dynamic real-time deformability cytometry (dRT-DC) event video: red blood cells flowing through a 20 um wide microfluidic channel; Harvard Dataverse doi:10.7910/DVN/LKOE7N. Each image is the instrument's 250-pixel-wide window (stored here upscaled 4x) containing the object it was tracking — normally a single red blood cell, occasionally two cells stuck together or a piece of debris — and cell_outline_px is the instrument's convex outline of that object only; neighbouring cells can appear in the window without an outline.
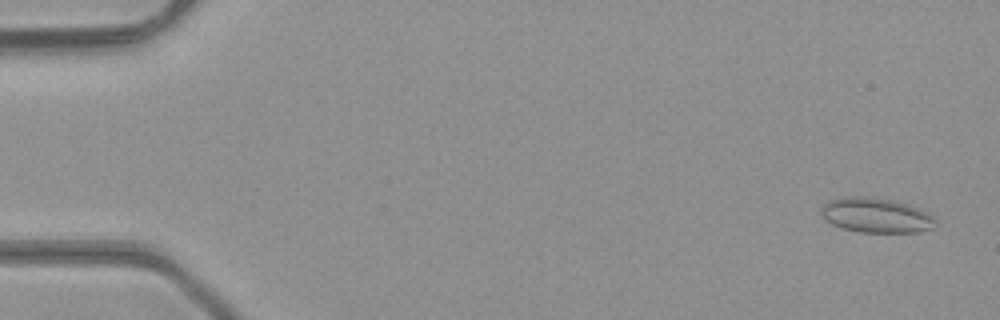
{"species": "common noctule bat (a hibernating species)", "species_latin": "Nyctalus noctula", "temperature_condition": "room temperature", "stored_images_in_passage": 48, "camera_frame_rate_fps": 3000, "um_per_image_px": 0.085, "animal": {"sex": "male", "body_mass_g": 23.1, "forearm_length_mm": 52.7}, "frame": {"image": 1, "passage_image": 2, "time_ms": 0.333, "image_size_px": [1000, 320], "cell_outline_px": [[936, 220], [932, 228], [920, 232], [860, 232], [844, 228], [832, 224], [824, 220], [820, 212], [820, 208], [828, 200], [848, 196], [864, 196], [888, 200], [904, 204], [916, 208], [932, 216]], "centroid_in_image_um": [74.39, 18.31], "position_along_channel_um": 10.6, "area_um2": 22.83}}
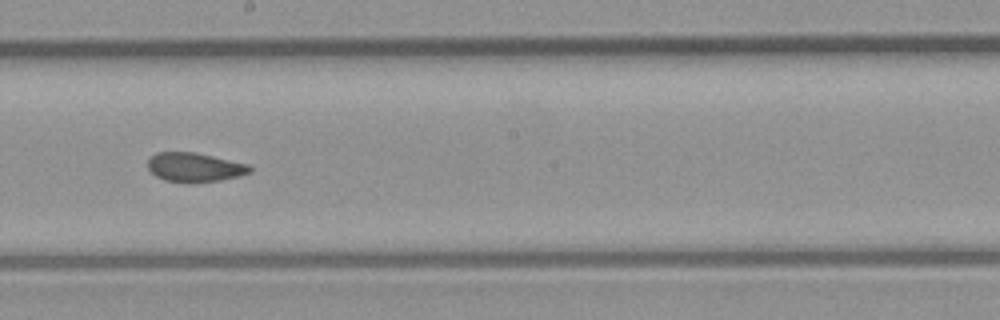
{"frame": {"image": 2, "passage_image": 27, "time_ms": 8.667, "image_size_px": [1000, 320], "cell_outline_px": [[252, 172], [220, 180], [164, 180], [156, 176], [148, 168], [148, 160], [156, 152], [196, 152], [248, 164], [252, 168]], "centroid_in_image_um": [16.55, 14.17], "position_along_channel_um": 231.7, "area_um2": 16.65}}
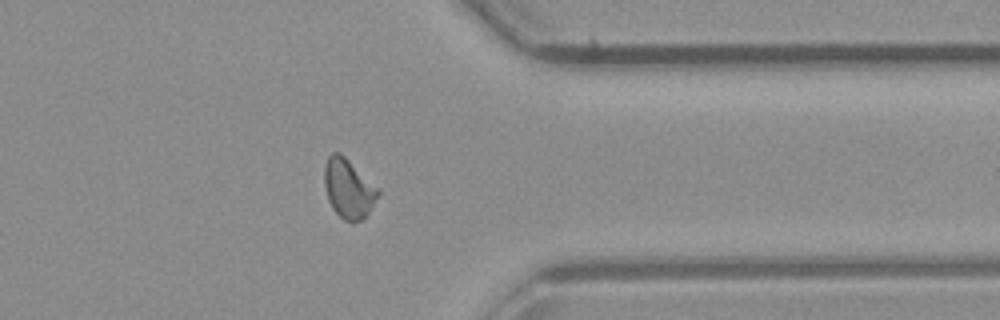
{"frame": {"image": 3, "passage_image": 38, "time_ms": 12.333, "image_size_px": [1000, 320], "cell_outline_px": [[380, 196], [368, 212], [360, 220], [352, 224], [344, 220], [332, 208], [328, 200], [324, 184], [324, 164], [328, 156], [332, 152], [340, 152], [380, 188]], "centroid_in_image_um": [29.63, 16.02], "position_along_channel_um": 381.8, "area_um2": 18.84}, "authors_computed_cell_mechanics": {"area_um2": 17.8891, "velocity_mm_per_s": 4.3401, "shape_relaxation_time_tau1_ms": 10.6848, "shape_relaxation_time_tau2_ms": 1.0456, "deformation_change_tau1": 0.1415, "deformation_change_tau2": 0.041}}